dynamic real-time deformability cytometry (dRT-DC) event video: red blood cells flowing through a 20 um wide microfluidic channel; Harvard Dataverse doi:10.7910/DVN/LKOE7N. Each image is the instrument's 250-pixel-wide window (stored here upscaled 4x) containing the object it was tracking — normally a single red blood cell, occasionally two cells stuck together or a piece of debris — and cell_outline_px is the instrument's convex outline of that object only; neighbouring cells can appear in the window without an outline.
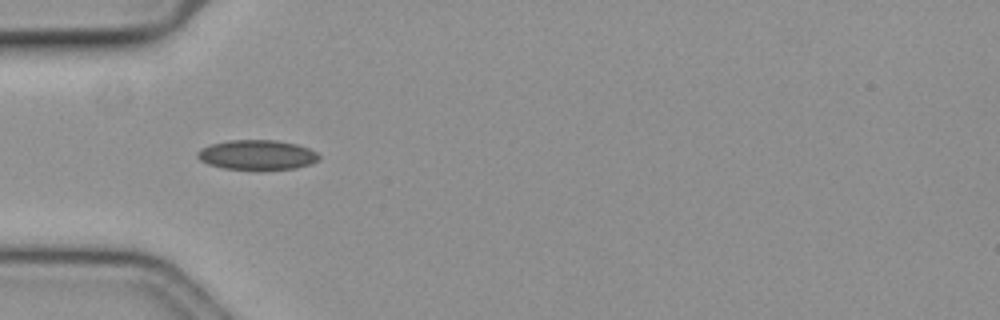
{"species": "common noctule bat (a hibernating species)", "species_latin": "Nyctalus noctula", "temperature_condition": "cold", "stored_images_in_passage": 40, "camera_frame_rate_fps": 3000, "um_per_image_px": 0.085, "animal": {"sex": "female", "body_mass_g": 19.3, "forearm_length_mm": 54.1}, "frame": {"image": 1, "passage_image": 1, "time_ms": 0.0, "image_size_px": [1000, 320], "cell_outline_px": [[320, 160], [312, 164], [296, 168], [260, 172], [224, 168], [208, 164], [200, 160], [196, 156], [196, 152], [200, 148], [212, 144], [228, 140], [276, 140], [296, 144], [308, 148], [316, 152], [320, 156]], "centroid_in_image_um": [21.87, 13.2], "position_along_channel_um": 63.1, "area_um2": 21.85}}
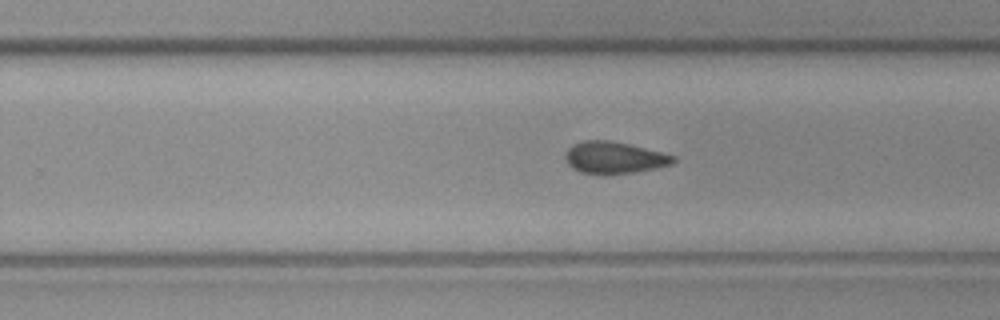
{"frame": {"image": 2, "passage_image": 19, "time_ms": 6.0, "image_size_px": [1000, 320], "cell_outline_px": [[676, 160], [672, 164], [656, 168], [636, 172], [604, 176], [580, 172], [572, 168], [564, 160], [564, 156], [568, 148], [572, 144], [584, 140], [608, 140], [628, 144], [676, 156]], "centroid_in_image_um": [52.16, 13.42], "position_along_channel_um": 277.6, "area_um2": 20.4}}
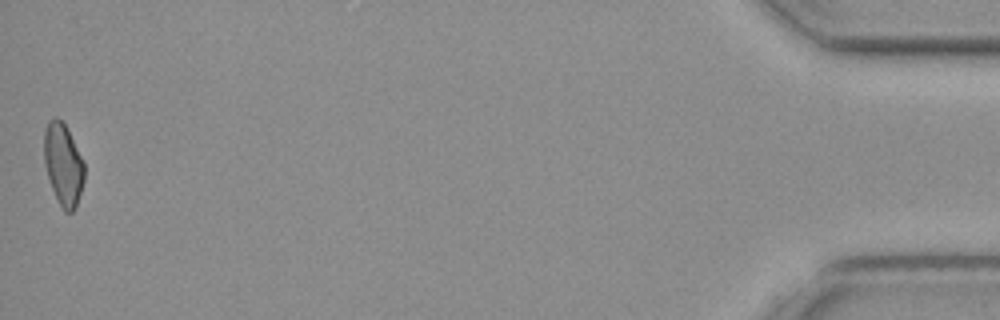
{"frame": {"image": 3, "passage_image": 40, "time_ms": 13.0, "image_size_px": [1000, 320], "cell_outline_px": [[84, 180], [76, 208], [72, 212], [64, 212], [52, 188], [44, 164], [44, 128], [48, 120], [56, 116], [68, 128], [84, 160]], "centroid_in_image_um": [5.38, 13.94], "position_along_channel_um": 429.8, "area_um2": 19.42}, "authors_computed_cell_mechanics": {"area_um2": 20.1433, "velocity_mm_per_s": 3.6132, "shape_relaxation_time_tau1_ms": 11.1574, "shape_relaxation_time_tau2_ms": 9.8717, "deformation_change_tau1": 0.1585, "deformation_change_tau2": 0.119}}